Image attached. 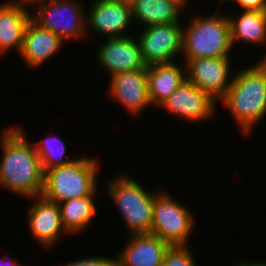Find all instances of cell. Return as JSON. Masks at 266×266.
I'll return each mask as SVG.
<instances>
[{
    "instance_id": "obj_19",
    "label": "cell",
    "mask_w": 266,
    "mask_h": 266,
    "mask_svg": "<svg viewBox=\"0 0 266 266\" xmlns=\"http://www.w3.org/2000/svg\"><path fill=\"white\" fill-rule=\"evenodd\" d=\"M186 7L180 0H134L131 2L133 20L144 23V27L180 22L181 10Z\"/></svg>"
},
{
    "instance_id": "obj_12",
    "label": "cell",
    "mask_w": 266,
    "mask_h": 266,
    "mask_svg": "<svg viewBox=\"0 0 266 266\" xmlns=\"http://www.w3.org/2000/svg\"><path fill=\"white\" fill-rule=\"evenodd\" d=\"M137 37L125 36L108 38L98 48L97 63L102 71L106 70L110 76L118 73L147 68L145 65Z\"/></svg>"
},
{
    "instance_id": "obj_10",
    "label": "cell",
    "mask_w": 266,
    "mask_h": 266,
    "mask_svg": "<svg viewBox=\"0 0 266 266\" xmlns=\"http://www.w3.org/2000/svg\"><path fill=\"white\" fill-rule=\"evenodd\" d=\"M86 27L108 38L129 36L126 30L133 22L131 3L123 0H92ZM131 24V25H130Z\"/></svg>"
},
{
    "instance_id": "obj_4",
    "label": "cell",
    "mask_w": 266,
    "mask_h": 266,
    "mask_svg": "<svg viewBox=\"0 0 266 266\" xmlns=\"http://www.w3.org/2000/svg\"><path fill=\"white\" fill-rule=\"evenodd\" d=\"M105 183L106 192L112 198L131 234H151L153 206L157 192H147L127 175H120ZM108 183V184H107Z\"/></svg>"
},
{
    "instance_id": "obj_29",
    "label": "cell",
    "mask_w": 266,
    "mask_h": 266,
    "mask_svg": "<svg viewBox=\"0 0 266 266\" xmlns=\"http://www.w3.org/2000/svg\"><path fill=\"white\" fill-rule=\"evenodd\" d=\"M259 61L266 67V55L263 56Z\"/></svg>"
},
{
    "instance_id": "obj_1",
    "label": "cell",
    "mask_w": 266,
    "mask_h": 266,
    "mask_svg": "<svg viewBox=\"0 0 266 266\" xmlns=\"http://www.w3.org/2000/svg\"><path fill=\"white\" fill-rule=\"evenodd\" d=\"M1 136L0 187L33 198L42 195L44 172L34 144L22 126L5 129Z\"/></svg>"
},
{
    "instance_id": "obj_7",
    "label": "cell",
    "mask_w": 266,
    "mask_h": 266,
    "mask_svg": "<svg viewBox=\"0 0 266 266\" xmlns=\"http://www.w3.org/2000/svg\"><path fill=\"white\" fill-rule=\"evenodd\" d=\"M83 7L76 0H52L32 7L36 10V15L31 14V20L36 25L52 31L63 41L85 38L88 28Z\"/></svg>"
},
{
    "instance_id": "obj_13",
    "label": "cell",
    "mask_w": 266,
    "mask_h": 266,
    "mask_svg": "<svg viewBox=\"0 0 266 266\" xmlns=\"http://www.w3.org/2000/svg\"><path fill=\"white\" fill-rule=\"evenodd\" d=\"M110 97L127 108L131 115H138L152 106L148 94L147 68L115 74L110 77Z\"/></svg>"
},
{
    "instance_id": "obj_25",
    "label": "cell",
    "mask_w": 266,
    "mask_h": 266,
    "mask_svg": "<svg viewBox=\"0 0 266 266\" xmlns=\"http://www.w3.org/2000/svg\"><path fill=\"white\" fill-rule=\"evenodd\" d=\"M242 10L266 11V0H233Z\"/></svg>"
},
{
    "instance_id": "obj_17",
    "label": "cell",
    "mask_w": 266,
    "mask_h": 266,
    "mask_svg": "<svg viewBox=\"0 0 266 266\" xmlns=\"http://www.w3.org/2000/svg\"><path fill=\"white\" fill-rule=\"evenodd\" d=\"M31 14V10L22 8L13 0L0 4V54L13 48L20 54Z\"/></svg>"
},
{
    "instance_id": "obj_6",
    "label": "cell",
    "mask_w": 266,
    "mask_h": 266,
    "mask_svg": "<svg viewBox=\"0 0 266 266\" xmlns=\"http://www.w3.org/2000/svg\"><path fill=\"white\" fill-rule=\"evenodd\" d=\"M193 213L167 192L158 191L153 206L151 234L170 246H187L195 229Z\"/></svg>"
},
{
    "instance_id": "obj_3",
    "label": "cell",
    "mask_w": 266,
    "mask_h": 266,
    "mask_svg": "<svg viewBox=\"0 0 266 266\" xmlns=\"http://www.w3.org/2000/svg\"><path fill=\"white\" fill-rule=\"evenodd\" d=\"M194 16L188 28L183 29L182 55L184 64L191 59L230 56L232 48L228 14Z\"/></svg>"
},
{
    "instance_id": "obj_15",
    "label": "cell",
    "mask_w": 266,
    "mask_h": 266,
    "mask_svg": "<svg viewBox=\"0 0 266 266\" xmlns=\"http://www.w3.org/2000/svg\"><path fill=\"white\" fill-rule=\"evenodd\" d=\"M170 245L153 234H131L116 266H162Z\"/></svg>"
},
{
    "instance_id": "obj_23",
    "label": "cell",
    "mask_w": 266,
    "mask_h": 266,
    "mask_svg": "<svg viewBox=\"0 0 266 266\" xmlns=\"http://www.w3.org/2000/svg\"><path fill=\"white\" fill-rule=\"evenodd\" d=\"M190 246H170L162 266H198L194 260Z\"/></svg>"
},
{
    "instance_id": "obj_26",
    "label": "cell",
    "mask_w": 266,
    "mask_h": 266,
    "mask_svg": "<svg viewBox=\"0 0 266 266\" xmlns=\"http://www.w3.org/2000/svg\"><path fill=\"white\" fill-rule=\"evenodd\" d=\"M52 0H18V1H15L13 3H16L18 5H20L22 8H27L26 6H29L31 4H33V6H38L40 4H43V3H47V2H50Z\"/></svg>"
},
{
    "instance_id": "obj_21",
    "label": "cell",
    "mask_w": 266,
    "mask_h": 266,
    "mask_svg": "<svg viewBox=\"0 0 266 266\" xmlns=\"http://www.w3.org/2000/svg\"><path fill=\"white\" fill-rule=\"evenodd\" d=\"M95 195H97L96 191L91 196L74 198L58 203L62 224L67 234L79 233L90 225L97 213V206L94 202Z\"/></svg>"
},
{
    "instance_id": "obj_30",
    "label": "cell",
    "mask_w": 266,
    "mask_h": 266,
    "mask_svg": "<svg viewBox=\"0 0 266 266\" xmlns=\"http://www.w3.org/2000/svg\"><path fill=\"white\" fill-rule=\"evenodd\" d=\"M219 1V5L222 6L223 2H228V1H233V0H218Z\"/></svg>"
},
{
    "instance_id": "obj_14",
    "label": "cell",
    "mask_w": 266,
    "mask_h": 266,
    "mask_svg": "<svg viewBox=\"0 0 266 266\" xmlns=\"http://www.w3.org/2000/svg\"><path fill=\"white\" fill-rule=\"evenodd\" d=\"M29 199L34 200L27 211L29 231L36 241L50 248L62 238V234L67 233L62 224L59 205L42 195Z\"/></svg>"
},
{
    "instance_id": "obj_16",
    "label": "cell",
    "mask_w": 266,
    "mask_h": 266,
    "mask_svg": "<svg viewBox=\"0 0 266 266\" xmlns=\"http://www.w3.org/2000/svg\"><path fill=\"white\" fill-rule=\"evenodd\" d=\"M64 42L52 31L30 20L25 29L23 46L19 55L24 59L28 68H38L59 50L61 51Z\"/></svg>"
},
{
    "instance_id": "obj_8",
    "label": "cell",
    "mask_w": 266,
    "mask_h": 266,
    "mask_svg": "<svg viewBox=\"0 0 266 266\" xmlns=\"http://www.w3.org/2000/svg\"><path fill=\"white\" fill-rule=\"evenodd\" d=\"M182 27L180 22L151 25L139 33L137 39L147 67L173 62L177 55L182 54Z\"/></svg>"
},
{
    "instance_id": "obj_9",
    "label": "cell",
    "mask_w": 266,
    "mask_h": 266,
    "mask_svg": "<svg viewBox=\"0 0 266 266\" xmlns=\"http://www.w3.org/2000/svg\"><path fill=\"white\" fill-rule=\"evenodd\" d=\"M230 56L196 58L186 64V78L208 93L214 100L220 101L227 93L234 75L230 77Z\"/></svg>"
},
{
    "instance_id": "obj_2",
    "label": "cell",
    "mask_w": 266,
    "mask_h": 266,
    "mask_svg": "<svg viewBox=\"0 0 266 266\" xmlns=\"http://www.w3.org/2000/svg\"><path fill=\"white\" fill-rule=\"evenodd\" d=\"M219 102L232 114L241 133L251 134L266 115V67L258 61L235 72L232 84Z\"/></svg>"
},
{
    "instance_id": "obj_18",
    "label": "cell",
    "mask_w": 266,
    "mask_h": 266,
    "mask_svg": "<svg viewBox=\"0 0 266 266\" xmlns=\"http://www.w3.org/2000/svg\"><path fill=\"white\" fill-rule=\"evenodd\" d=\"M186 79V66L181 69L176 62L148 66V94L151 104L159 108Z\"/></svg>"
},
{
    "instance_id": "obj_28",
    "label": "cell",
    "mask_w": 266,
    "mask_h": 266,
    "mask_svg": "<svg viewBox=\"0 0 266 266\" xmlns=\"http://www.w3.org/2000/svg\"><path fill=\"white\" fill-rule=\"evenodd\" d=\"M4 258H0V266H4L6 262H11L10 264L8 263L7 266H21L19 262L17 261H12L11 258H8L7 256H3ZM3 263V264H2ZM6 266V265H5Z\"/></svg>"
},
{
    "instance_id": "obj_5",
    "label": "cell",
    "mask_w": 266,
    "mask_h": 266,
    "mask_svg": "<svg viewBox=\"0 0 266 266\" xmlns=\"http://www.w3.org/2000/svg\"><path fill=\"white\" fill-rule=\"evenodd\" d=\"M98 162L97 158L82 156L70 164L45 171L42 196L56 203L91 196L98 191Z\"/></svg>"
},
{
    "instance_id": "obj_24",
    "label": "cell",
    "mask_w": 266,
    "mask_h": 266,
    "mask_svg": "<svg viewBox=\"0 0 266 266\" xmlns=\"http://www.w3.org/2000/svg\"><path fill=\"white\" fill-rule=\"evenodd\" d=\"M64 266H116V257L89 256L80 260H73V262H69L66 265L64 264Z\"/></svg>"
},
{
    "instance_id": "obj_20",
    "label": "cell",
    "mask_w": 266,
    "mask_h": 266,
    "mask_svg": "<svg viewBox=\"0 0 266 266\" xmlns=\"http://www.w3.org/2000/svg\"><path fill=\"white\" fill-rule=\"evenodd\" d=\"M232 47L235 43L245 42L265 45L266 11L242 10L238 17L228 14Z\"/></svg>"
},
{
    "instance_id": "obj_22",
    "label": "cell",
    "mask_w": 266,
    "mask_h": 266,
    "mask_svg": "<svg viewBox=\"0 0 266 266\" xmlns=\"http://www.w3.org/2000/svg\"><path fill=\"white\" fill-rule=\"evenodd\" d=\"M46 137L38 142H34L36 152L41 161L43 172L74 162L76 159L66 157V145L61 138Z\"/></svg>"
},
{
    "instance_id": "obj_11",
    "label": "cell",
    "mask_w": 266,
    "mask_h": 266,
    "mask_svg": "<svg viewBox=\"0 0 266 266\" xmlns=\"http://www.w3.org/2000/svg\"><path fill=\"white\" fill-rule=\"evenodd\" d=\"M216 100L187 79L159 106L192 122L211 120L216 110Z\"/></svg>"
},
{
    "instance_id": "obj_31",
    "label": "cell",
    "mask_w": 266,
    "mask_h": 266,
    "mask_svg": "<svg viewBox=\"0 0 266 266\" xmlns=\"http://www.w3.org/2000/svg\"><path fill=\"white\" fill-rule=\"evenodd\" d=\"M185 6L188 4L189 0H180Z\"/></svg>"
},
{
    "instance_id": "obj_27",
    "label": "cell",
    "mask_w": 266,
    "mask_h": 266,
    "mask_svg": "<svg viewBox=\"0 0 266 266\" xmlns=\"http://www.w3.org/2000/svg\"><path fill=\"white\" fill-rule=\"evenodd\" d=\"M237 265L235 266H266V261H249V260H245V261H240V262H236Z\"/></svg>"
},
{
    "instance_id": "obj_32",
    "label": "cell",
    "mask_w": 266,
    "mask_h": 266,
    "mask_svg": "<svg viewBox=\"0 0 266 266\" xmlns=\"http://www.w3.org/2000/svg\"><path fill=\"white\" fill-rule=\"evenodd\" d=\"M123 1H126V2H128V3H131V2L134 1V0H123Z\"/></svg>"
}]
</instances>
